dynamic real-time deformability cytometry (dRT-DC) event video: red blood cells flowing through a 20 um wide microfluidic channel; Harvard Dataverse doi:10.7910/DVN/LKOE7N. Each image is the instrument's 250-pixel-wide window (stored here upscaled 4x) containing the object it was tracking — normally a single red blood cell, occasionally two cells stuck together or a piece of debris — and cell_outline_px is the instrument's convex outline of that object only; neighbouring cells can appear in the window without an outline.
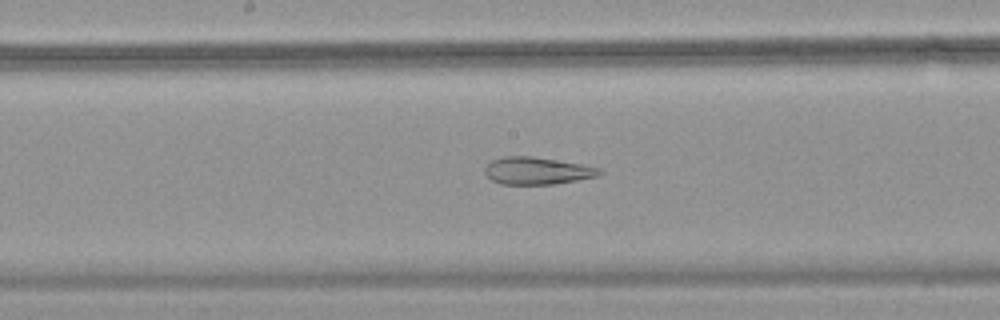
{"species": "common noctule bat (a hibernating species)", "species_latin": "Nyctalus noctula", "temperature_condition": "warm", "stored_images_in_passage": 56, "camera_frame_rate_fps": 3000, "um_per_image_px": 0.085, "animal": {"sex": "female", "body_mass_g": 18.4}, "frame": {"image": 1, "passage_image": 30, "time_ms": 9.667, "image_size_px": [1000, 320], "cell_outline_px": [[604, 172], [600, 176], [556, 184], [500, 184], [492, 180], [484, 172], [484, 168], [492, 160], [504, 156], [532, 156], [584, 164], [600, 168]], "centroid_in_image_um": [45.7, 14.51], "position_along_channel_um": 202.5, "area_um2": 18.44}}
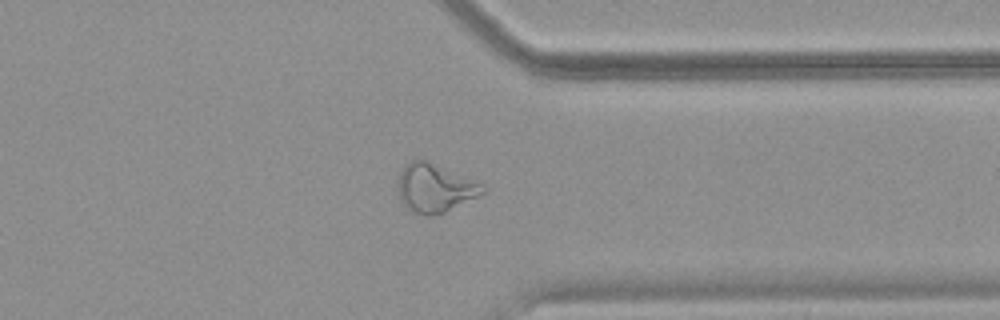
{"frame": {"image": 2, "passage_image": 44, "time_ms": 14.333, "image_size_px": [1000, 320], "cell_outline_px": [[488, 188], [484, 192], [444, 212], [432, 216], [428, 216], [416, 212], [408, 208], [400, 200], [400, 172], [412, 160], [424, 160], [484, 184]], "centroid_in_image_um": [36.99, 15.99], "position_along_channel_um": 374.4, "area_um2": 22.95}}
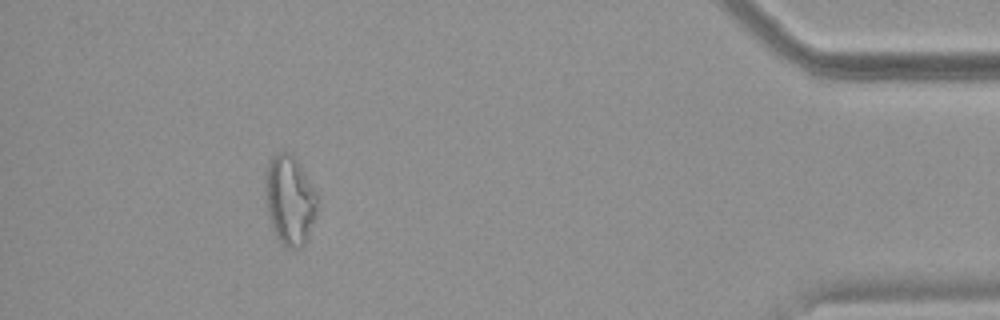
{"frame": {"image": 3, "passage_image": 51, "time_ms": 16.667, "image_size_px": [1000, 320], "cell_outline_px": [[320, 196], [316, 216], [308, 240], [300, 248], [288, 248], [276, 236], [272, 228], [268, 216], [264, 196], [264, 176], [268, 164], [272, 156], [276, 152], [292, 152], [296, 156]], "centroid_in_image_um": [24.65, 16.97], "position_along_channel_um": 410.6, "area_um2": 28.26}, "authors_computed_cell_mechanics": {"area_um2": 26.1256, "velocity_mm_per_s": 3.7236, "shape_relaxation_time_tau1_ms": null, "shape_relaxation_time_tau2_ms": 3.1611, "deformation_change_tau1": null, "deformation_change_tau2": 0.1252}}